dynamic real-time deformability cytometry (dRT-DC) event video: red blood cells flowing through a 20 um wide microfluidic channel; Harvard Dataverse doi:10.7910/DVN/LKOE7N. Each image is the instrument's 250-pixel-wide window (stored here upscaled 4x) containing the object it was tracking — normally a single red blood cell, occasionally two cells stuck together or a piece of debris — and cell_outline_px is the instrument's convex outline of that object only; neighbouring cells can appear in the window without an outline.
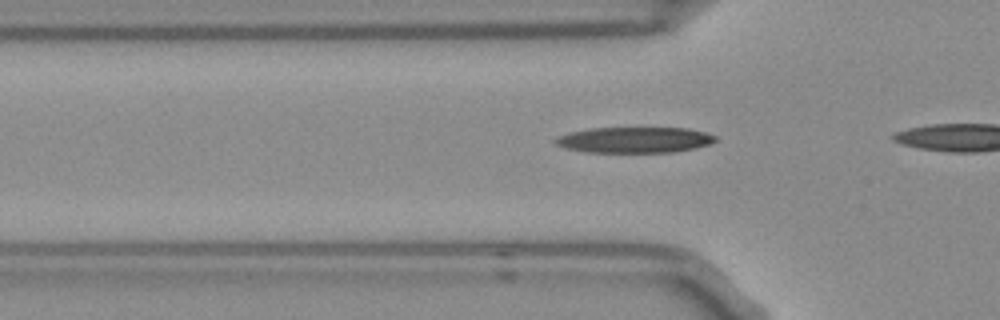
{"species": "Egyptian fruit bat (a non-hibernating species)", "species_latin": "Rousettus aegyptiacus", "temperature_condition": "room temperature", "stored_images_in_passage": 9, "camera_frame_rate_fps": 3000, "um_per_image_px": 0.085, "frame": {"image": 1, "passage_image": 4, "time_ms": 1.0, "image_size_px": [1000, 320], "cell_outline_px": [[716, 140], [708, 144], [696, 148], [672, 152], [588, 152], [568, 148], [556, 144], [552, 140], [560, 136], [572, 132], [592, 128], [688, 128], [704, 132], [716, 136]], "centroid_in_image_um": [53.96, 11.89], "position_along_channel_um": 71.8, "area_um2": 23.76}}